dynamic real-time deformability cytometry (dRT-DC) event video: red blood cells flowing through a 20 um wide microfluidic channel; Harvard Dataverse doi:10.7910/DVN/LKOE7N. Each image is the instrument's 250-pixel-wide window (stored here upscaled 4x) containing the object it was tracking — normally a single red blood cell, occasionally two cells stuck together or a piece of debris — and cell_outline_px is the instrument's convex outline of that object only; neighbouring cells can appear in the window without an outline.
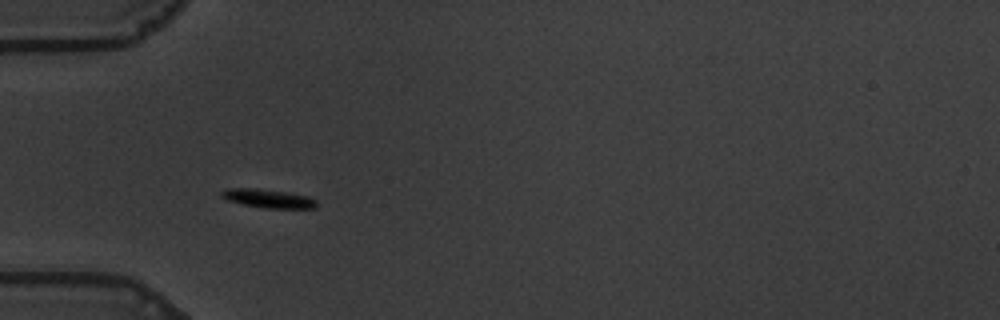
{"species": "common noctule bat (a hibernating species)", "species_latin": "Nyctalus noctula", "temperature_condition": "warm", "stored_images_in_passage": 41, "camera_frame_rate_fps": 3000, "um_per_image_px": 0.085, "animal": {"sex": "male", "body_mass_g": 19.5, "forearm_length_mm": 54.6}, "frame": {"image": 1, "passage_image": 1, "time_ms": 0.0, "image_size_px": [1000, 320], "cell_outline_px": [[316, 208], [264, 208], [244, 204], [228, 200], [220, 196], [220, 192], [228, 188], [256, 188], [284, 192], [308, 196], [316, 200]], "centroid_in_image_um": [22.78, 16.87], "position_along_channel_um": 62.2, "area_um2": 10.17}}
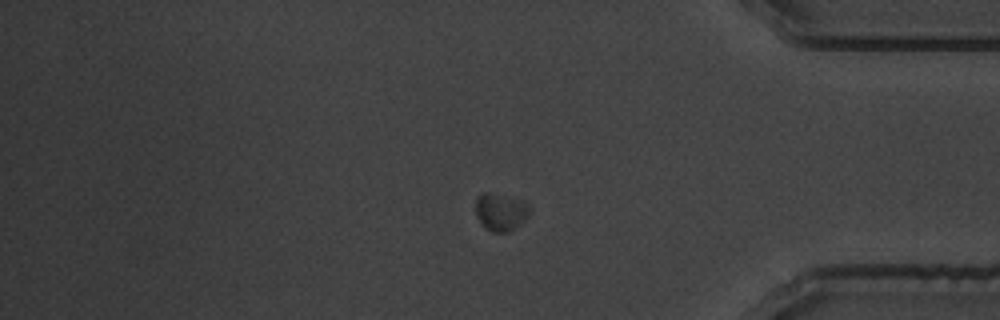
{"frame": {"image": 2, "passage_image": 32, "time_ms": 10.333, "image_size_px": [1000, 320], "cell_outline_px": [[528, 216], [524, 220], [508, 232], [492, 232], [484, 228], [480, 224], [476, 216], [476, 196], [484, 192], [516, 200], [528, 204]], "centroid_in_image_um": [42.48, 18.06], "position_along_channel_um": 392.7, "area_um2": 11.39}}
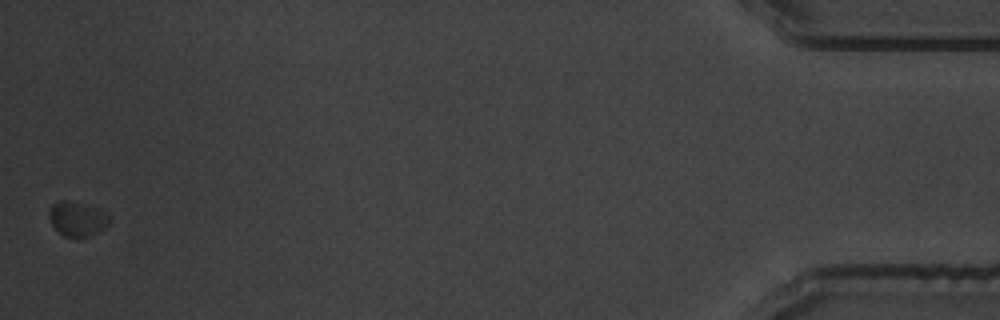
{"frame": {"image": 3, "passage_image": 41, "time_ms": 13.333, "image_size_px": [1000, 320], "cell_outline_px": [[108, 224], [104, 228], [88, 236], [64, 236], [52, 224], [48, 216], [48, 212], [52, 204], [60, 200], [64, 200], [108, 212]], "centroid_in_image_um": [6.53, 18.6], "position_along_channel_um": 428.7, "area_um2": 11.62}}